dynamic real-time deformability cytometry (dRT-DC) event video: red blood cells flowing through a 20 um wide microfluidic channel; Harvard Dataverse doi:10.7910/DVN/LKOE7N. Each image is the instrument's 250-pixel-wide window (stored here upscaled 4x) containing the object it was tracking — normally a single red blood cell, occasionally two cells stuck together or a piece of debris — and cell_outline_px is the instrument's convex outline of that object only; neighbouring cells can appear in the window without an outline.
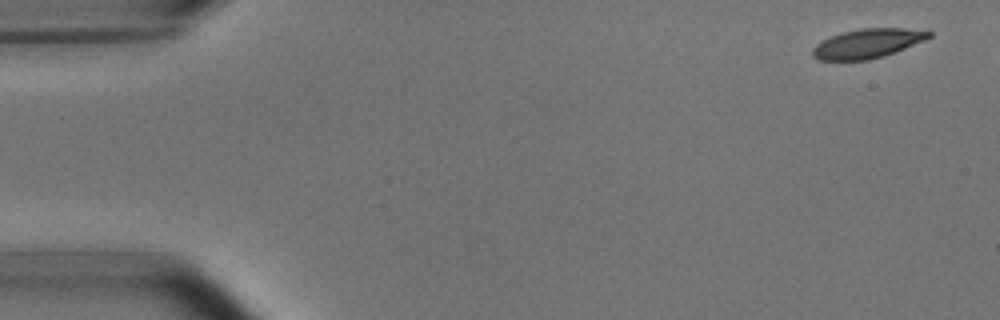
{"species": "common noctule bat (a hibernating species)", "species_latin": "Nyctalus noctula", "temperature_condition": "room temperature", "stored_images_in_passage": 6, "camera_frame_rate_fps": 3000, "um_per_image_px": 0.085, "animal": {"sex": "male", "body_mass_g": 15.6}, "frame": {"image": 1, "passage_image": 1, "time_ms": 0.0, "image_size_px": [1000, 320], "cell_outline_px": [[932, 36], [924, 40], [884, 56], [868, 60], [820, 60], [812, 56], [812, 48], [816, 44], [840, 32], [860, 28], [904, 28], [932, 32]], "centroid_in_image_um": [73.71, 3.69], "position_along_channel_um": 11.3, "area_um2": 19.71}}